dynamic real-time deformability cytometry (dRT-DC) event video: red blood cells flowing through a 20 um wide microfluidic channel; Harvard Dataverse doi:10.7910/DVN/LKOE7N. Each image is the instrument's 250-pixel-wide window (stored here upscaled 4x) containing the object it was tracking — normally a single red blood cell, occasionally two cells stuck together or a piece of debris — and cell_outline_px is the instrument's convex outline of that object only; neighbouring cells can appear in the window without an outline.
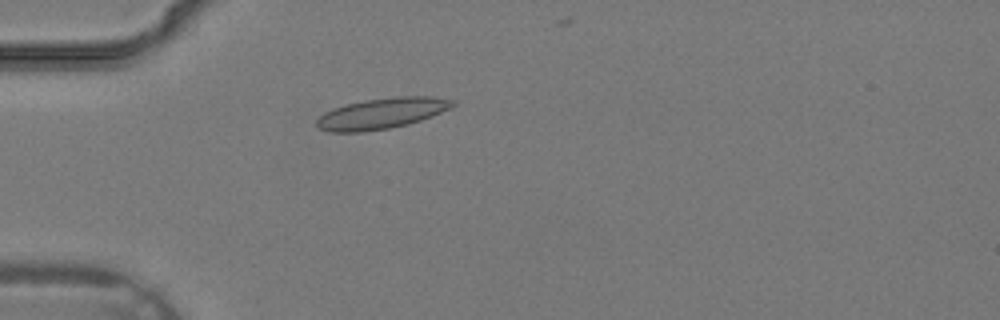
{"species": "common noctule bat (a hibernating species)", "species_latin": "Nyctalus noctula", "temperature_condition": "warm", "stored_images_in_passage": 23, "camera_frame_rate_fps": 3000, "um_per_image_px": 0.085, "animal": {"sex": "male", "body_mass_g": 19.2, "forearm_length_mm": 51.8}, "frame": {"image": 1, "passage_image": 1, "time_ms": 0.0, "image_size_px": [1000, 320], "cell_outline_px": [[456, 104], [452, 108], [432, 116], [408, 124], [388, 128], [364, 132], [328, 132], [316, 128], [316, 120], [324, 112], [332, 108], [364, 100], [396, 96], [432, 96], [456, 100]], "centroid_in_image_um": [32.45, 9.64], "position_along_channel_um": 52.5, "area_um2": 24.68}}
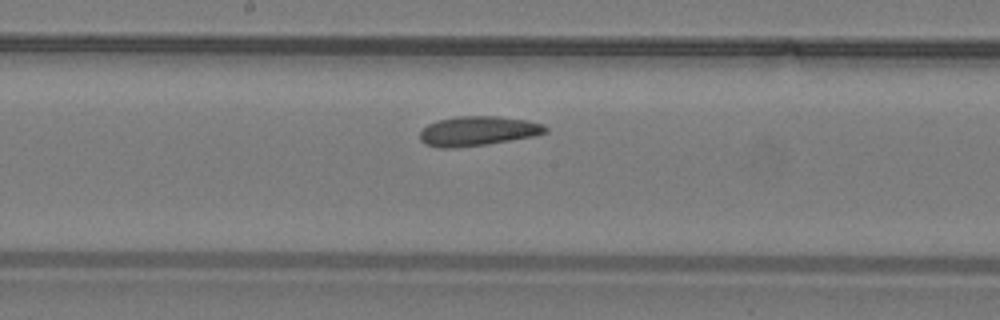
{"frame": {"image": 2, "passage_image": 10, "time_ms": 3.0, "image_size_px": [1000, 320], "cell_outline_px": [[548, 132], [532, 136], [488, 144], [452, 148], [440, 148], [424, 144], [420, 140], [420, 132], [428, 124], [436, 120], [460, 116], [500, 116], [528, 120], [544, 124], [548, 128]], "centroid_in_image_um": [40.62, 11.13], "position_along_channel_um": 207.6, "area_um2": 21.73}}
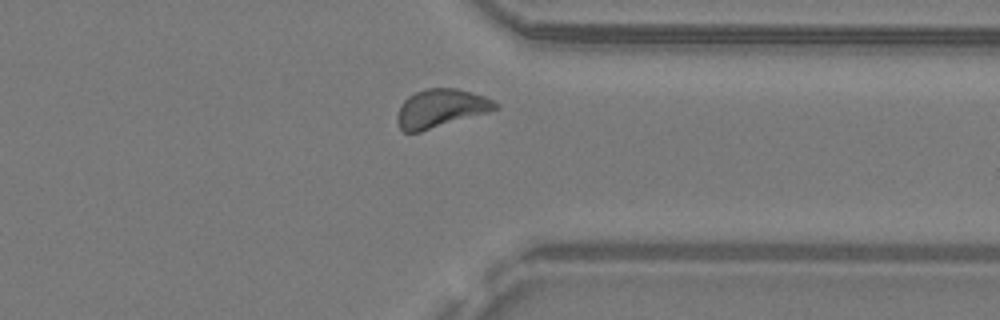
{"frame": {"image": 3, "passage_image": 19, "time_ms": 6.0, "image_size_px": [1000, 320], "cell_outline_px": [[500, 108], [488, 112], [420, 132], [404, 132], [400, 128], [396, 120], [396, 116], [400, 104], [408, 96], [424, 88], [456, 88], [484, 96], [500, 104]], "centroid_in_image_um": [37.45, 9.21], "position_along_channel_um": 374.0, "area_um2": 21.96}}